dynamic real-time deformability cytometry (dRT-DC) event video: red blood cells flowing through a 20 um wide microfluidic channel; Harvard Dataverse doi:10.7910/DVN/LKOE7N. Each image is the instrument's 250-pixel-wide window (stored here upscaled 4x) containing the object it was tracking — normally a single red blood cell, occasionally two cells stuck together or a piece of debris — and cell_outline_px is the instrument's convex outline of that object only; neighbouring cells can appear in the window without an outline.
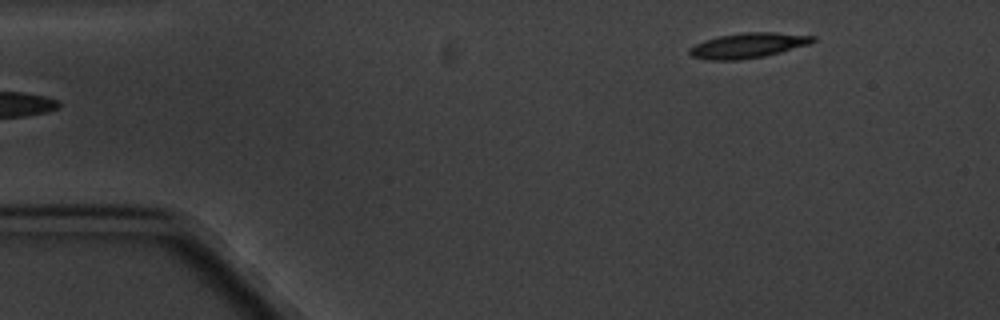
{"species": "common noctule bat (a hibernating species)", "species_latin": "Nyctalus noctula", "temperature_condition": "cold", "stored_images_in_passage": 6, "segment_of_instrument_passage": [2, 2], "camera_frame_rate_fps": 3000, "um_per_image_px": 0.085, "animal": {"sex": "male", "body_mass_g": 20.1, "forearm_length_mm": 53.5}, "frame": {"image": 1, "passage_image": 6, "time_ms": 5.667, "image_size_px": [1000, 320], "cell_outline_px": [[816, 40], [812, 44], [764, 56], [740, 60], [708, 60], [692, 56], [688, 52], [688, 48], [704, 40], [720, 36], [744, 32], [776, 32], [816, 36]], "centroid_in_image_um": [63.61, 3.86], "position_along_channel_um": 21.4, "area_um2": 18.15}}